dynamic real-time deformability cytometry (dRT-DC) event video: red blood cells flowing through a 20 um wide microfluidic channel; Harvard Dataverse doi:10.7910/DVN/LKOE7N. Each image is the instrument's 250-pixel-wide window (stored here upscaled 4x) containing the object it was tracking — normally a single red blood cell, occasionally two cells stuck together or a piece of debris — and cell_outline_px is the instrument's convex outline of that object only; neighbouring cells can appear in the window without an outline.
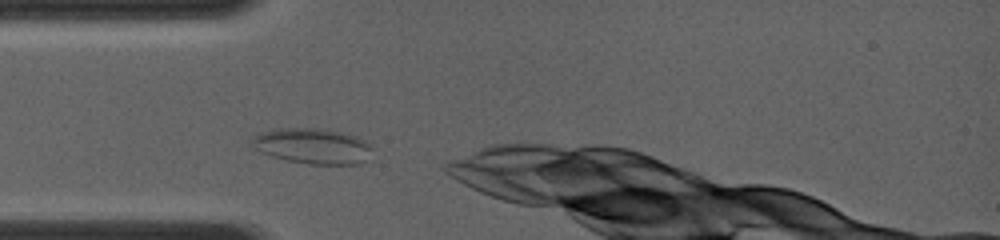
{"species": "common noctule bat (a hibernating species)", "species_latin": "Nyctalus noctula", "temperature_condition": "room temperature", "stored_images_in_passage": 1, "camera_frame_rate_fps": 4000, "um_per_image_px": 0.085, "animal": {"sex": "female", "body_mass_g": 19.0, "forearm_length_mm": 56.7}, "frame": {"image": 1, "passage_image": 1, "time_ms": 0.0, "image_size_px": [1000, 240], "cell_outline_px": [[372, 160], [360, 164], [308, 164], [288, 160], [272, 156], [260, 152], [252, 144], [252, 136], [260, 132], [280, 128], [320, 128], [340, 132], [356, 136], [372, 144]], "centroid_in_image_um": [26.65, 12.42], "position_along_channel_um": 58.4, "area_um2": 25.26}}